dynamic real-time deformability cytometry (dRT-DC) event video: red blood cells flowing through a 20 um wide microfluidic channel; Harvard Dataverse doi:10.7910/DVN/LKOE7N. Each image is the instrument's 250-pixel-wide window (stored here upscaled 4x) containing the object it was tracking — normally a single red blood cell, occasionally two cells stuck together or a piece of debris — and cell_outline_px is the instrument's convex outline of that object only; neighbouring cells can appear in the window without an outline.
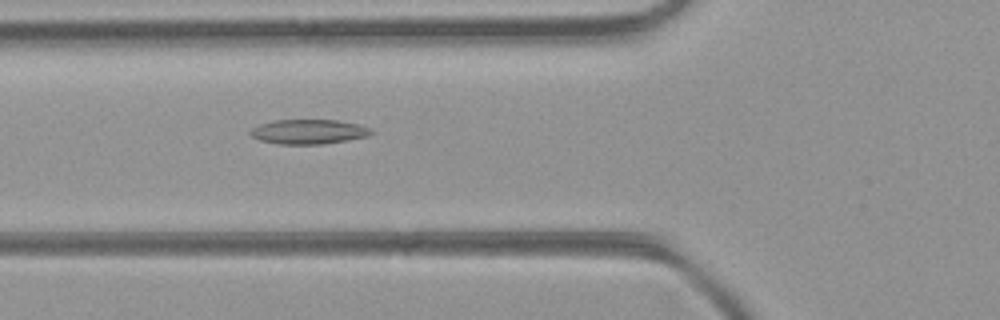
{"species": "common noctule bat (a hibernating species)", "species_latin": "Nyctalus noctula", "temperature_condition": "room temperature", "stored_images_in_passage": 44, "camera_frame_rate_fps": 3000, "um_per_image_px": 0.085, "animal": {"sex": "female", "body_mass_g": 21.9}, "frame": {"image": 1, "passage_image": 18, "time_ms": 5.667, "image_size_px": [1000, 320], "cell_outline_px": [[376, 132], [368, 136], [348, 140], [324, 144], [280, 144], [260, 140], [252, 136], [248, 132], [252, 128], [260, 124], [272, 120], [336, 120], [356, 124], [368, 128]], "centroid_in_image_um": [26.22, 11.2], "position_along_channel_um": 99.6, "area_um2": 17.28}}
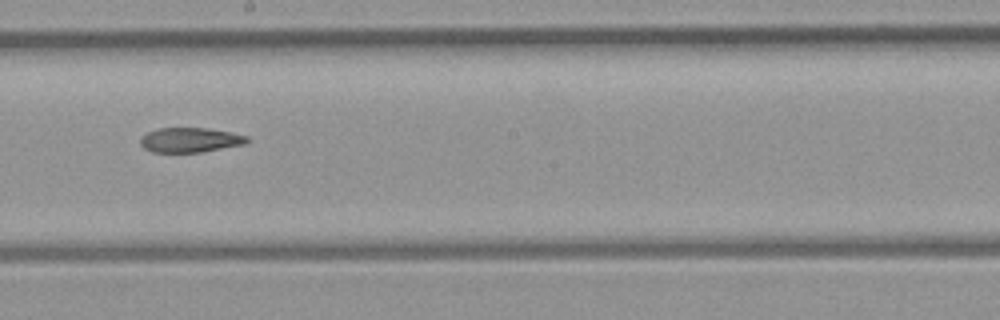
{"frame": {"image": 2, "passage_image": 27, "time_ms": 8.667, "image_size_px": [1000, 320], "cell_outline_px": [[248, 140], [244, 144], [200, 152], [152, 152], [144, 148], [140, 144], [140, 136], [148, 132], [160, 128], [208, 128], [232, 132], [248, 136]], "centroid_in_image_um": [16.14, 11.89], "position_along_channel_um": 232.1, "area_um2": 15.32}}
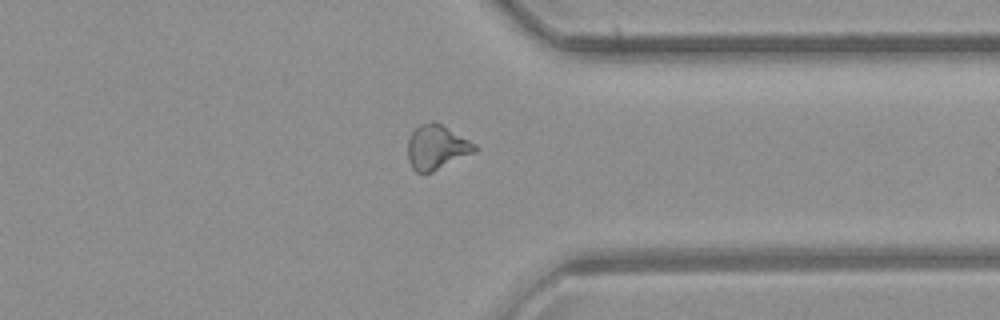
{"frame": {"image": 3, "passage_image": 37, "time_ms": 12.0, "image_size_px": [1000, 320], "cell_outline_px": [[480, 148], [476, 152], [432, 172], [416, 172], [412, 168], [408, 160], [408, 140], [412, 132], [420, 124], [432, 120], [436, 120], [476, 144]], "centroid_in_image_um": [37.14, 12.49], "position_along_channel_um": 374.3, "area_um2": 17.63}, "authors_computed_cell_mechanics": {"area_um2": 17.1666, "velocity_mm_per_s": 4.3885, "shape_relaxation_time_tau1_ms": null, "shape_relaxation_time_tau2_ms": 8.369, "deformation_change_tau1": null, "deformation_change_tau2": 0.1956}}